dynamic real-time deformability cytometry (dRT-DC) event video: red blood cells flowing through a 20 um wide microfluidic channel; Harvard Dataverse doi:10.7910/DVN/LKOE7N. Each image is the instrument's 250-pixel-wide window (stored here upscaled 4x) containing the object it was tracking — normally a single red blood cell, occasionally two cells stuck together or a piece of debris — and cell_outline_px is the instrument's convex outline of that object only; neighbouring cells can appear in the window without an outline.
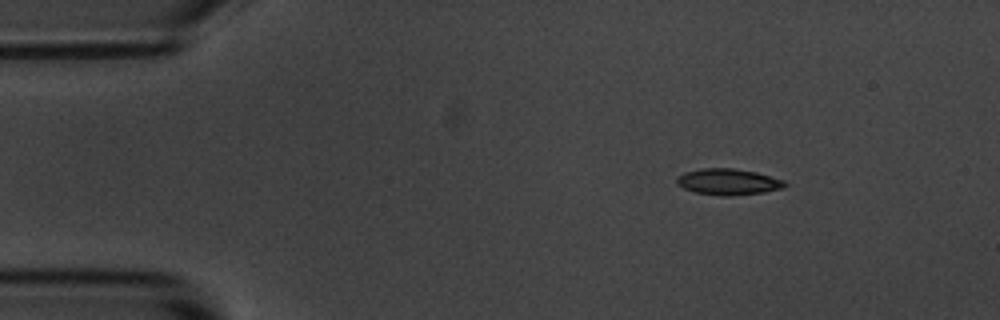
{"species": "common noctule bat (a hibernating species)", "species_latin": "Nyctalus noctula", "temperature_condition": "room temperature", "stored_images_in_passage": 48, "camera_frame_rate_fps": 3000, "um_per_image_px": 0.085, "animal": {"sex": "male", "body_mass_g": 20.1, "forearm_length_mm": 53.5}, "frame": {"image": 1, "passage_image": 1, "time_ms": 0.0, "image_size_px": [1000, 320], "cell_outline_px": [[788, 184], [784, 188], [764, 192], [728, 196], [720, 196], [696, 192], [684, 188], [676, 184], [676, 176], [684, 172], [704, 168], [732, 168], [756, 172], [784, 180]], "centroid_in_image_um": [61.89, 15.45], "position_along_channel_um": 23.1, "area_um2": 16.53}}
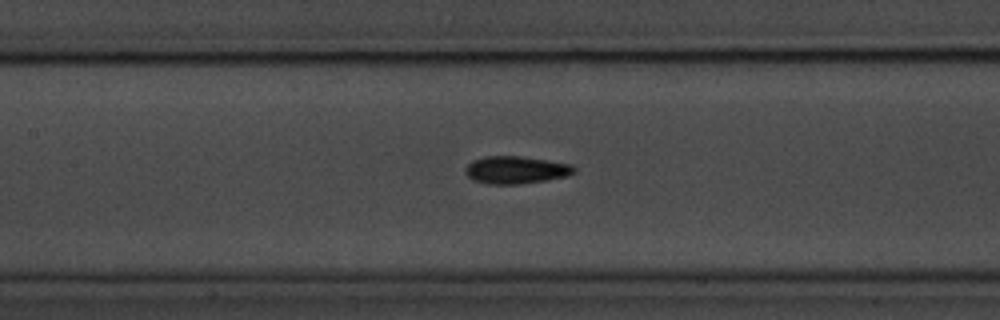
{"frame": {"image": 2, "passage_image": 18, "time_ms": 5.667, "image_size_px": [1000, 320], "cell_outline_px": [[576, 172], [568, 176], [548, 180], [516, 184], [488, 184], [472, 180], [464, 172], [464, 168], [472, 160], [484, 156], [520, 156], [572, 164], [576, 168]], "centroid_in_image_um": [43.84, 14.44], "position_along_channel_um": 163.6, "area_um2": 17.63}}
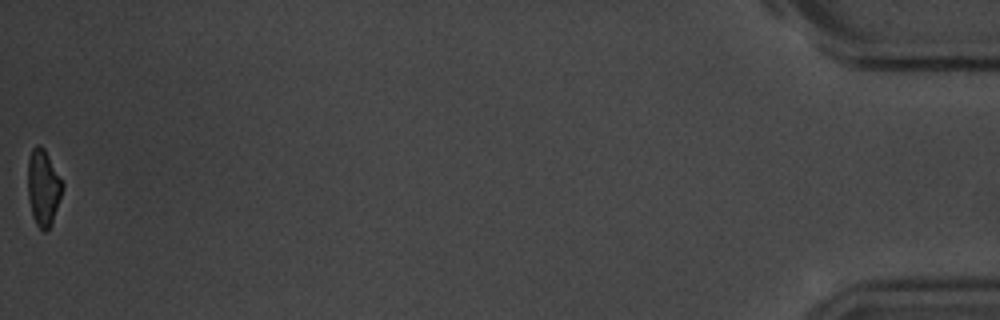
{"frame": {"image": 3, "passage_image": 48, "time_ms": 15.667, "image_size_px": [1000, 320], "cell_outline_px": [[64, 184], [52, 224], [48, 232], [44, 232], [36, 224], [32, 216], [28, 200], [28, 160], [32, 148], [36, 144], [40, 144], [44, 148]], "centroid_in_image_um": [3.67, 15.96], "position_along_channel_um": 431.5, "area_um2": 15.49}, "authors_computed_cell_mechanics": {"area_um2": 16.5597, "velocity_mm_per_s": 3.6873, "shape_relaxation_time_tau1_ms": 3.376, "shape_relaxation_time_tau2_ms": 2.0886, "deformation_change_tau1": 0.133, "deformation_change_tau2": 0.076}}